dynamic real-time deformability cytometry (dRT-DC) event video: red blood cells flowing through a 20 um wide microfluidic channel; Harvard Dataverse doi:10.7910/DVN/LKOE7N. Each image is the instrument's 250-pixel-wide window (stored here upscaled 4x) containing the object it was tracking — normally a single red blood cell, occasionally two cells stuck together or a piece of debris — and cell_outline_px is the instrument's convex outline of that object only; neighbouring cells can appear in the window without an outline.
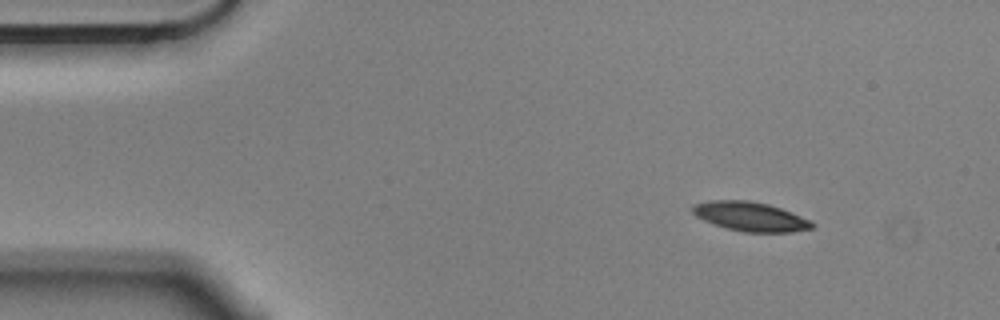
{"species": "Egyptian fruit bat (a non-hibernating species)", "species_latin": "Rousettus aegyptiacus", "temperature_condition": "cold", "stored_images_in_passage": 50, "camera_frame_rate_fps": 3000, "um_per_image_px": 0.085, "animal": {"sex": "male"}, "frame": {"image": 1, "passage_image": 1, "time_ms": 0.0, "image_size_px": [1000, 320], "cell_outline_px": [[816, 224], [812, 228], [792, 232], [744, 232], [728, 228], [704, 220], [696, 216], [692, 212], [692, 204], [708, 200], [748, 200], [768, 204], [792, 212], [812, 220]], "centroid_in_image_um": [63.8, 18.39], "position_along_channel_um": 21.2, "area_um2": 20.4}}
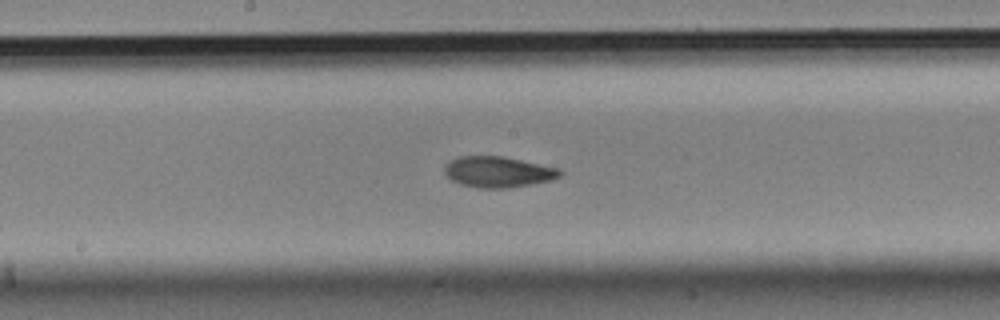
{"frame": {"image": 2, "passage_image": 23, "time_ms": 7.333, "image_size_px": [1000, 320], "cell_outline_px": [[564, 172], [560, 176], [552, 180], [532, 184], [508, 188], [480, 188], [460, 184], [444, 176], [444, 164], [460, 156], [504, 156], [560, 168]], "centroid_in_image_um": [42.34, 14.61], "position_along_channel_um": 205.9, "area_um2": 21.04}}
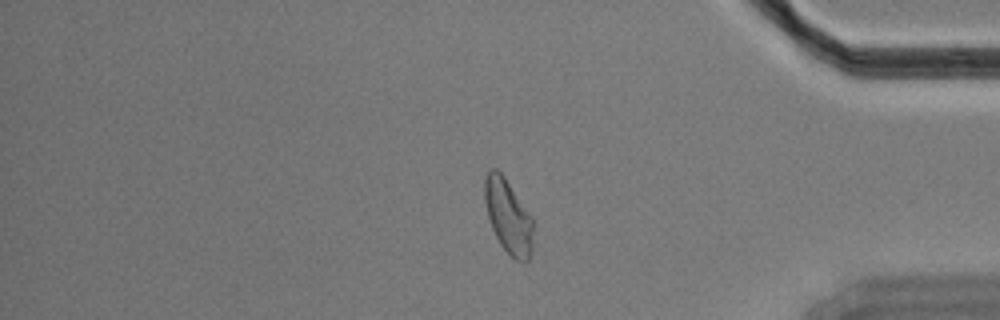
{"frame": {"image": 3, "passage_image": 41, "time_ms": 13.333, "image_size_px": [1000, 320], "cell_outline_px": [[532, 252], [528, 260], [524, 264], [516, 260], [500, 244], [492, 228], [488, 216], [484, 200], [484, 176], [488, 168], [496, 168], [504, 176], [532, 216]], "centroid_in_image_um": [43.19, 18.36], "position_along_channel_um": 392.0, "area_um2": 21.04}, "authors_computed_cell_mechanics": {"area_um2": 20.8369, "velocity_mm_per_s": 3.5364, "shape_relaxation_time_tau1_ms": 4.6784, "shape_relaxation_time_tau2_ms": 4.6328, "deformation_change_tau1": 0.1496, "deformation_change_tau2": 0.0926}}